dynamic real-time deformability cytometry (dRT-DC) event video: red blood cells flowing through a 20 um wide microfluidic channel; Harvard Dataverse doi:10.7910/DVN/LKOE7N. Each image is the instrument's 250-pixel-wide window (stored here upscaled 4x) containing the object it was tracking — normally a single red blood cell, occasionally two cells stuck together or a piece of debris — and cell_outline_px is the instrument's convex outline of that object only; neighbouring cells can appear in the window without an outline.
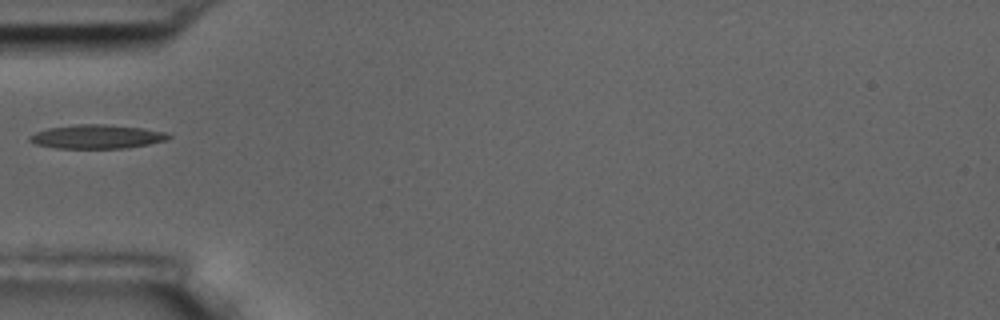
{"species": "common noctule bat (a hibernating species)", "species_latin": "Nyctalus noctula", "temperature_condition": "room temperature", "stored_images_in_passage": 6, "camera_frame_rate_fps": 3000, "um_per_image_px": 0.085, "animal": {"sex": "male", "body_mass_g": 17.5, "forearm_length_mm": 52.3}, "frame": {"image": 1, "passage_image": 6, "time_ms": 5.667, "image_size_px": [1000, 320], "cell_outline_px": [[172, 136], [164, 140], [148, 144], [124, 148], [56, 148], [36, 144], [28, 140], [28, 136], [36, 132], [48, 128], [76, 124], [104, 124], [140, 128], [164, 132]], "centroid_in_image_um": [8.17, 11.61], "position_along_channel_um": 76.8, "area_um2": 19.07}}